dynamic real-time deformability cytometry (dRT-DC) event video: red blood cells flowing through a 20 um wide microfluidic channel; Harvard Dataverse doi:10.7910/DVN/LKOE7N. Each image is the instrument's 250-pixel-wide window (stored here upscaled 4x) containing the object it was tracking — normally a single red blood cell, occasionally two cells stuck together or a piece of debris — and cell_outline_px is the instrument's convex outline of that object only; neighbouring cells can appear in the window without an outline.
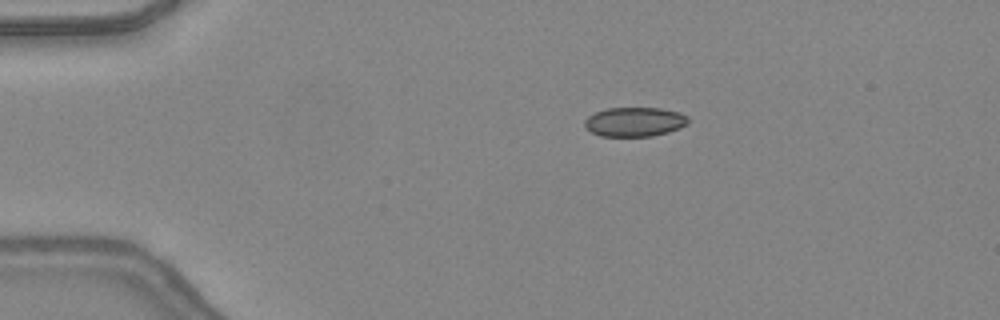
{"species": "common noctule bat (a hibernating species)", "species_latin": "Nyctalus noctula", "temperature_condition": "warm", "stored_images_in_passage": 39, "camera_frame_rate_fps": 3000, "um_per_image_px": 0.085, "animal": {"sex": "female", "body_mass_g": 24.6, "forearm_length_mm": 56.2}, "frame": {"image": 1, "passage_image": 1, "time_ms": 0.0, "image_size_px": [1000, 320], "cell_outline_px": [[688, 124], [680, 128], [668, 132], [652, 136], [600, 136], [592, 132], [584, 124], [584, 120], [588, 116], [596, 112], [608, 108], [660, 108], [680, 112], [688, 116]], "centroid_in_image_um": [53.97, 10.35], "position_along_channel_um": 31.0, "area_um2": 17.69}}
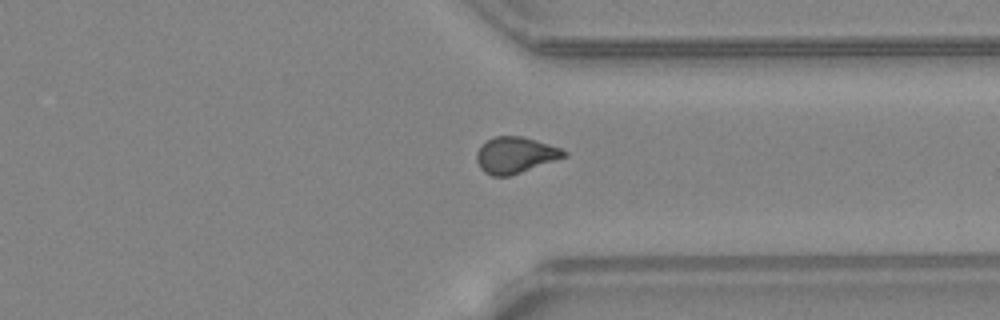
{"frame": {"image": 2, "passage_image": 28, "time_ms": 9.0, "image_size_px": [1000, 320], "cell_outline_px": [[568, 156], [508, 176], [492, 176], [484, 172], [480, 168], [476, 160], [476, 152], [488, 140], [496, 136], [520, 136], [536, 140], [560, 148], [568, 152]], "centroid_in_image_um": [43.8, 13.18], "position_along_channel_um": 367.6, "area_um2": 18.21}}
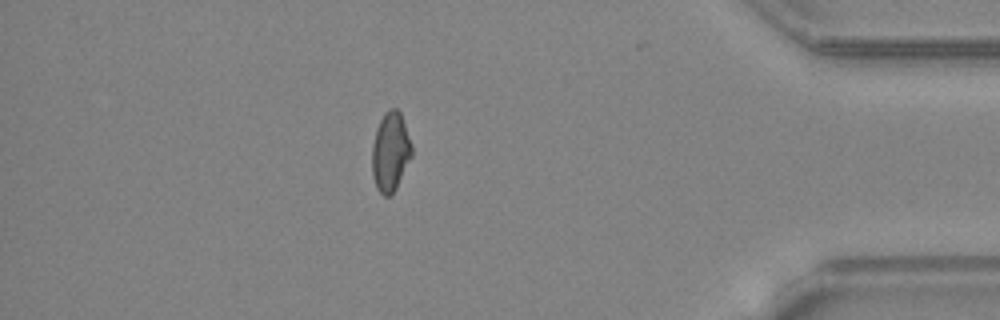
{"frame": {"image": 3, "passage_image": 33, "time_ms": 10.667, "image_size_px": [1000, 320], "cell_outline_px": [[412, 156], [396, 188], [388, 196], [384, 196], [376, 188], [372, 176], [372, 144], [376, 128], [384, 112], [388, 108], [396, 108], [400, 112], [412, 144]], "centroid_in_image_um": [33.18, 12.88], "position_along_channel_um": 402.0, "area_um2": 18.44}, "authors_computed_cell_mechanics": {"area_um2": 18.2648, "velocity_mm_per_s": 4.4024, "shape_relaxation_time_tau1_ms": null, "shape_relaxation_time_tau2_ms": 0.7685, "deformation_change_tau1": null, "deformation_change_tau2": 0.0401}}